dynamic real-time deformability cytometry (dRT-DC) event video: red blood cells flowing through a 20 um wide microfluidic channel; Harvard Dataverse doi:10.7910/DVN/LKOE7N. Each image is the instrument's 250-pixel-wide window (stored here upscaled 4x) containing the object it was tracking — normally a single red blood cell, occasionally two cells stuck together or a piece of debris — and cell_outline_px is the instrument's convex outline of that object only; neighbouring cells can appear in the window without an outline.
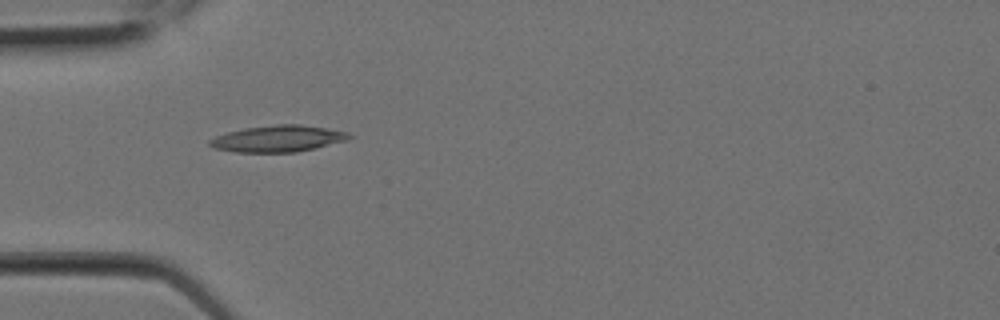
{"species": "Egyptian fruit bat (a non-hibernating species)", "species_latin": "Rousettus aegyptiacus", "temperature_condition": "room temperature", "stored_images_in_passage": 2, "camera_frame_rate_fps": 3000, "um_per_image_px": 0.085, "animal": {"sex": "female"}, "frame": {"image": 1, "passage_image": 1, "time_ms": 0.0, "image_size_px": [1000, 320], "cell_outline_px": [[352, 136], [348, 140], [296, 152], [236, 152], [212, 148], [208, 144], [208, 140], [216, 136], [228, 132], [244, 128], [276, 124], [300, 124], [348, 132]], "centroid_in_image_um": [23.59, 11.78], "position_along_channel_um": 61.4, "area_um2": 21.44}}